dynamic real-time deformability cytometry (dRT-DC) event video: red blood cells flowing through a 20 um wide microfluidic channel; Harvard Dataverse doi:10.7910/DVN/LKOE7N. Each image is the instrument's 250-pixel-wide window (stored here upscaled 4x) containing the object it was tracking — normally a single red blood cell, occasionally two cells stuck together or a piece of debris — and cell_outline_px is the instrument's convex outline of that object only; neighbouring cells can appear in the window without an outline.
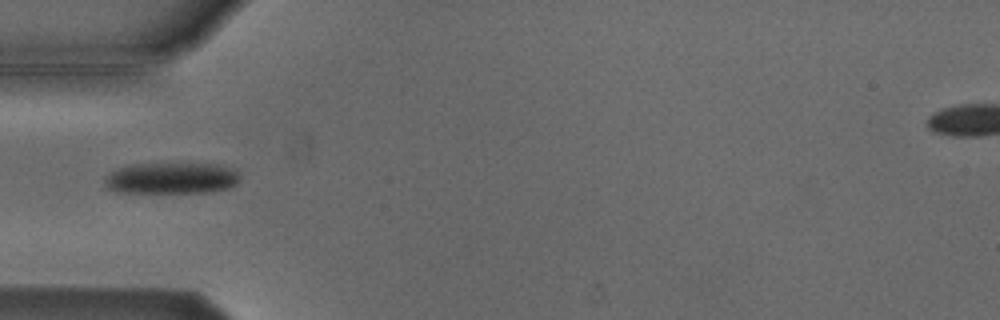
{"species": "Egyptian fruit bat (a non-hibernating species)", "species_latin": "Rousettus aegyptiacus", "temperature_condition": "cold", "stored_images_in_passage": 6, "camera_frame_rate_fps": 3000, "um_per_image_px": 0.085, "animal": {"sex": "male"}, "frame": {"image": 1, "passage_image": 5, "time_ms": 4.333, "image_size_px": [1000, 320], "cell_outline_px": [[240, 180], [236, 184], [228, 188], [208, 192], [116, 192], [108, 188], [104, 184], [104, 176], [108, 172], [132, 164], [220, 164], [236, 168], [240, 176]], "centroid_in_image_um": [14.6, 15.14], "position_along_channel_um": 70.4, "area_um2": 24.85}}